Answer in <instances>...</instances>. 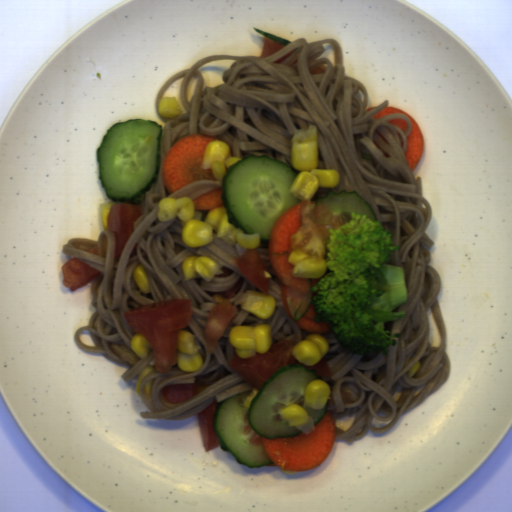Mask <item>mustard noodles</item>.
Here are the masks:
<instances>
[{"mask_svg":"<svg viewBox=\"0 0 512 512\" xmlns=\"http://www.w3.org/2000/svg\"><path fill=\"white\" fill-rule=\"evenodd\" d=\"M281 50L260 58L245 55H212L182 69L159 89L155 114L165 126L161 129L159 171L156 182L138 203L142 215L134 220L119 259L117 237L103 230L96 240L74 237L62 253L76 257L100 272L90 288L91 305L96 308L88 326L75 331L73 341L79 350L101 354L111 362L130 366L120 376L129 383L147 366H155L151 348L141 359L131 347L133 333L122 312L169 299H191L192 316L186 328L196 340L203 362L195 372L181 370L177 362L167 373L152 370L142 377L139 397L149 411L143 419L185 420L198 415L215 400L252 390L243 407L250 408L259 389L249 384L229 365L236 347L229 342L234 326L270 324L273 344L290 340L296 344L309 333L299 328L285 311L281 281L270 262L268 243L256 248L269 271L268 294L276 300L268 318H259L241 308L246 290L261 291L240 271L236 259L247 250L238 242L229 244L216 237L202 247H188L182 240L183 227L176 215L169 221L157 217L162 198L195 199L222 188V179L192 181L172 194L166 188L163 163L175 142L186 135H208L226 142L229 157L268 156L292 165L291 139L296 130L317 127L318 168L339 172L336 188H318L310 201L327 193L357 192L373 209L384 230L392 233L394 246L389 263L405 269L407 303L392 312L404 310L405 318L384 322L390 335L399 333L396 346L387 354L370 351L351 354L340 348L334 332L323 335L329 345L323 356L331 376H322L330 386L328 408L333 417L355 415L347 431L336 426V438L352 444L367 434L387 433L401 416L439 390L450 378L451 363L446 353L448 332L438 302L442 278L429 265L435 242L425 233L433 215L423 196L422 178H414L407 159L408 137L413 125L403 113L374 118L389 107L386 99L371 111L368 91L361 81L345 74L342 46L333 38L308 42L300 37ZM175 96L181 115L167 119L159 115L162 97ZM404 119L406 132L387 121ZM425 245L427 248L423 247ZM192 255H207L221 268L208 283L198 274L185 281L181 264ZM142 264L152 293L144 294L131 273ZM244 281L229 298L239 313L229 323L213 354L208 353L205 323L210 309L221 302L220 292ZM263 292V291H262ZM414 376L406 372L417 362ZM150 396L143 384L152 380ZM197 383V395L180 403H170L162 395L166 385ZM326 411V412H327Z\"/></svg>","mask_w":512,"mask_h":512,"instance_id":"mustard-noodles-1","label":"mustard noodles"},{"mask_svg":"<svg viewBox=\"0 0 512 512\" xmlns=\"http://www.w3.org/2000/svg\"><path fill=\"white\" fill-rule=\"evenodd\" d=\"M314 428H315L314 418L312 415H310L308 413L307 423L304 426H302L301 428H299L298 430L302 431L301 433L308 435L309 433H311L314 430Z\"/></svg>","mask_w":512,"mask_h":512,"instance_id":"mustard-noodles-2","label":"mustard noodles"},{"mask_svg":"<svg viewBox=\"0 0 512 512\" xmlns=\"http://www.w3.org/2000/svg\"><path fill=\"white\" fill-rule=\"evenodd\" d=\"M212 209H205V210H195V214L193 219H198L204 222L208 212Z\"/></svg>","mask_w":512,"mask_h":512,"instance_id":"mustard-noodles-3","label":"mustard noodles"},{"mask_svg":"<svg viewBox=\"0 0 512 512\" xmlns=\"http://www.w3.org/2000/svg\"><path fill=\"white\" fill-rule=\"evenodd\" d=\"M311 279V288L317 285L318 282H320V279L322 278H310Z\"/></svg>","mask_w":512,"mask_h":512,"instance_id":"mustard-noodles-4","label":"mustard noodles"}]
</instances>
